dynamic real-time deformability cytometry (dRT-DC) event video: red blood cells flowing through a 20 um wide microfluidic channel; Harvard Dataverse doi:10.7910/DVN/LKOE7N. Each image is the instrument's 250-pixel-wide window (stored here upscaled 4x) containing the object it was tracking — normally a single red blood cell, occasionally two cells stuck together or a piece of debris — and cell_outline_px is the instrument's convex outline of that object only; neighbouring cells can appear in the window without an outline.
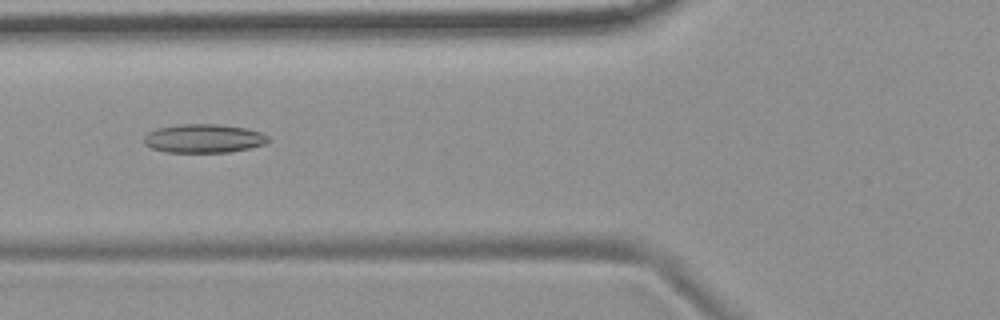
{"species": "common noctule bat (a hibernating species)", "species_latin": "Nyctalus noctula", "temperature_condition": "room temperature", "stored_images_in_passage": 6, "camera_frame_rate_fps": 3000, "um_per_image_px": 0.085, "animal": {"sex": "female", "body_mass_g": 19.9}, "frame": {"image": 1, "passage_image": 6, "time_ms": 6.0, "image_size_px": [1000, 320], "cell_outline_px": [[272, 140], [264, 144], [232, 152], [164, 152], [152, 148], [144, 144], [144, 136], [148, 132], [156, 128], [180, 124], [216, 124], [248, 128], [260, 132], [268, 136]], "centroid_in_image_um": [17.32, 11.77], "position_along_channel_um": 108.5, "area_um2": 20.92}}